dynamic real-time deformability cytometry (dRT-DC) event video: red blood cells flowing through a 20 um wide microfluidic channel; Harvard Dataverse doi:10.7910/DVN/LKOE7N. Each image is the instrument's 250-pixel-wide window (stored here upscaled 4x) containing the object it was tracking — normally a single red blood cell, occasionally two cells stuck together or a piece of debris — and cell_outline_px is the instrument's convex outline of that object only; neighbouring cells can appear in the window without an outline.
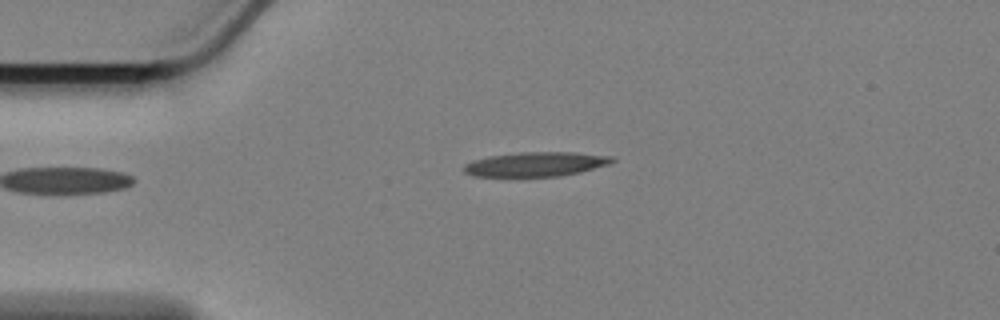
{"species": "Egyptian fruit bat (a non-hibernating species)", "species_latin": "Rousettus aegyptiacus", "temperature_condition": "cold", "stored_images_in_passage": 4, "camera_frame_rate_fps": 3000, "um_per_image_px": 0.085, "animal": {"sex": "female"}, "frame": {"image": 1, "passage_image": 1, "time_ms": 0.0, "image_size_px": [1000, 320], "cell_outline_px": [[616, 160], [608, 164], [580, 172], [560, 176], [476, 176], [464, 172], [464, 164], [472, 160], [488, 156], [520, 152], [572, 152], [612, 156]], "centroid_in_image_um": [45.53, 13.95], "position_along_channel_um": 39.5, "area_um2": 20.98}}